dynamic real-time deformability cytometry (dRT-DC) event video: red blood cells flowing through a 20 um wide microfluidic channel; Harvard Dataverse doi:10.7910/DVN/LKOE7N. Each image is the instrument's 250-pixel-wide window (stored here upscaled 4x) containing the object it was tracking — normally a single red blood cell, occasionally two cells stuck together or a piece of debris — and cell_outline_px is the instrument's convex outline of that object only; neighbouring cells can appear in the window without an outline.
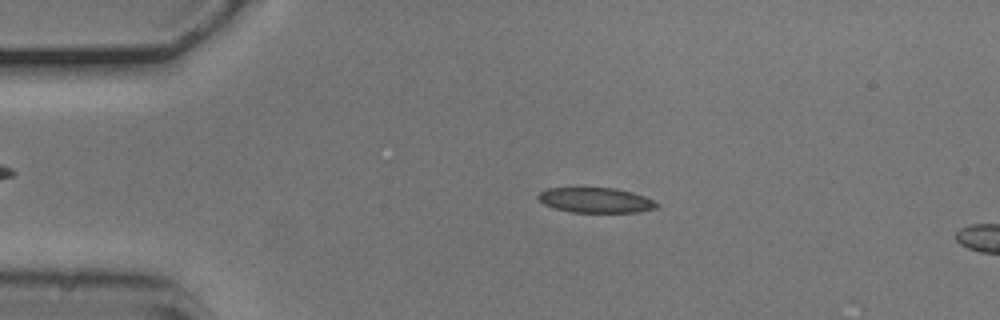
{"species": "common noctule bat (a hibernating species)", "species_latin": "Nyctalus noctula", "temperature_condition": "cold", "stored_images_in_passage": 14, "camera_frame_rate_fps": 3000, "um_per_image_px": 0.085, "animal": {"sex": "male", "body_mass_g": 20.5, "forearm_length_mm": 52.5}, "frame": {"image": 1, "passage_image": 10, "time_ms": 3.0, "image_size_px": [1000, 320], "cell_outline_px": [[660, 204], [656, 208], [640, 212], [568, 212], [552, 208], [544, 204], [536, 196], [544, 188], [616, 188], [632, 192], [656, 200]], "centroid_in_image_um": [50.64, 17.02], "position_along_channel_um": 34.4, "area_um2": 17.57}}